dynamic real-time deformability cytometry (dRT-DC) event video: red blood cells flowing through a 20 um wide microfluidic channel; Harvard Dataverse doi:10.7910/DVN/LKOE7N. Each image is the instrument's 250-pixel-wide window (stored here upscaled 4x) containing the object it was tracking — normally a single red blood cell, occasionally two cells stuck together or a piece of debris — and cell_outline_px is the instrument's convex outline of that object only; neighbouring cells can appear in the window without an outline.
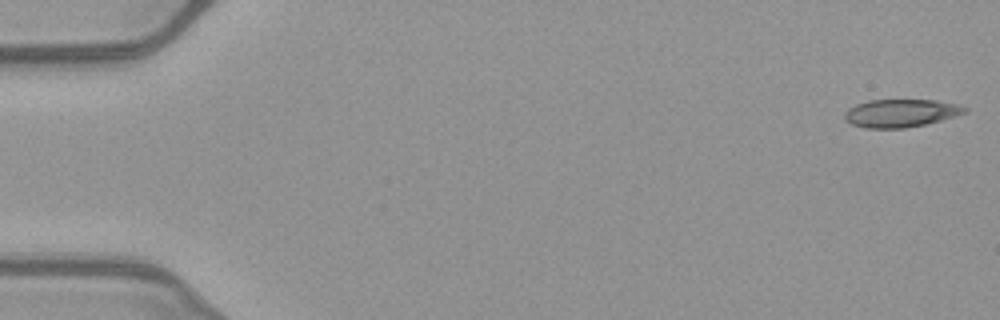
{"species": "common noctule bat (a hibernating species)", "species_latin": "Nyctalus noctula", "temperature_condition": "warm", "stored_images_in_passage": 51, "camera_frame_rate_fps": 3000, "um_per_image_px": 0.085, "animal": {"sex": "female", "body_mass_g": 21.9}, "frame": {"image": 1, "passage_image": 1, "time_ms": 0.0, "image_size_px": [1000, 320], "cell_outline_px": [[968, 112], [940, 120], [924, 124], [904, 128], [864, 128], [852, 124], [844, 120], [844, 112], [848, 108], [856, 104], [868, 100], [936, 100], [956, 104], [968, 108]], "centroid_in_image_um": [76.53, 9.61], "position_along_channel_um": 8.5, "area_um2": 19.54}}
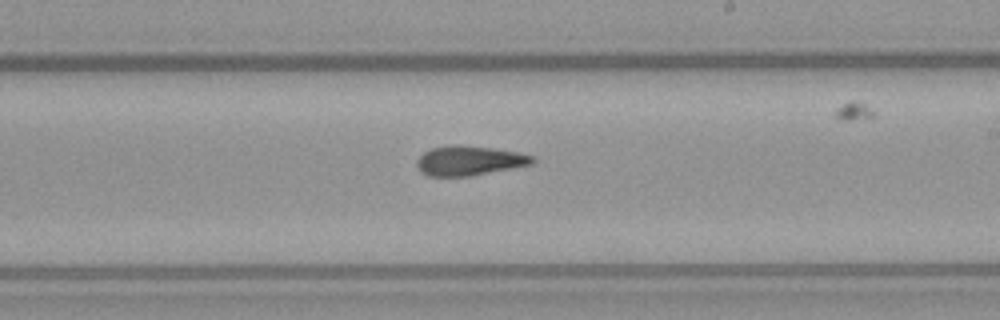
{"frame": {"image": 2, "passage_image": 30, "time_ms": 9.667, "image_size_px": [1000, 320], "cell_outline_px": [[536, 160], [532, 164], [472, 176], [428, 176], [420, 172], [416, 164], [416, 160], [424, 152], [432, 148], [452, 144], [460, 144], [492, 148], [516, 152], [536, 156]], "centroid_in_image_um": [39.88, 13.65], "position_along_channel_um": 249.1, "area_um2": 20.11}}
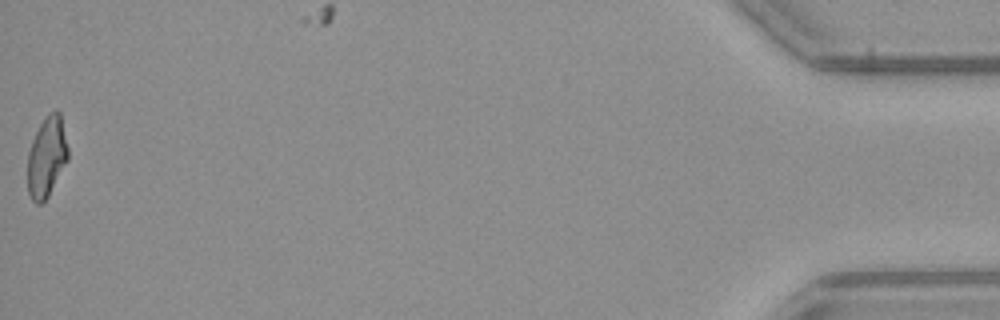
{"frame": {"image": 3, "passage_image": 51, "time_ms": 16.667, "image_size_px": [1000, 320], "cell_outline_px": [[68, 160], [48, 196], [40, 204], [36, 204], [32, 200], [28, 192], [28, 152], [32, 140], [44, 116], [48, 112], [56, 108], [60, 112], [68, 148]], "centroid_in_image_um": [3.97, 13.3], "position_along_channel_um": 431.2, "area_um2": 19.02}, "authors_computed_cell_mechanics": {"area_um2": 20.0566, "velocity_mm_per_s": 4.0494, "shape_relaxation_time_tau1_ms": null, "shape_relaxation_time_tau2_ms": 0.8586, "deformation_change_tau1": null, "deformation_change_tau2": 0.0903}}